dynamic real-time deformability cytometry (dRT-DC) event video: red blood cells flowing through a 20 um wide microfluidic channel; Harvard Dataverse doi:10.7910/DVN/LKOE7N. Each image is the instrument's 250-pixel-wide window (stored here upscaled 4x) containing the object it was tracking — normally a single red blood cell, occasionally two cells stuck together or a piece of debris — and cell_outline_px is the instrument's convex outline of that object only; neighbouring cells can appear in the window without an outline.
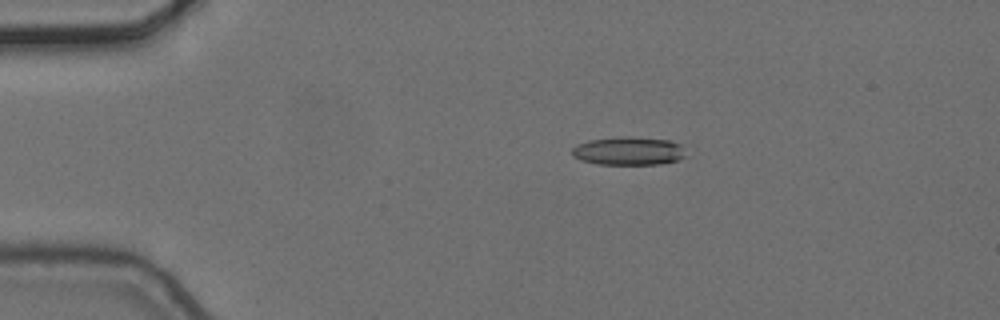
{"species": "common noctule bat (a hibernating species)", "species_latin": "Nyctalus noctula", "temperature_condition": "cold", "stored_images_in_passage": 10, "camera_frame_rate_fps": 3000, "um_per_image_px": 0.085, "animal": {"sex": "female", "body_mass_g": 24.6, "forearm_length_mm": 56.2}, "frame": {"image": 1, "passage_image": 3, "time_ms": 0.667, "image_size_px": [1000, 320], "cell_outline_px": [[684, 156], [676, 160], [660, 164], [596, 164], [580, 160], [572, 156], [572, 148], [576, 144], [588, 140], [668, 140], [680, 144]], "centroid_in_image_um": [53.35, 12.9], "position_along_channel_um": 31.7, "area_um2": 17.46}}
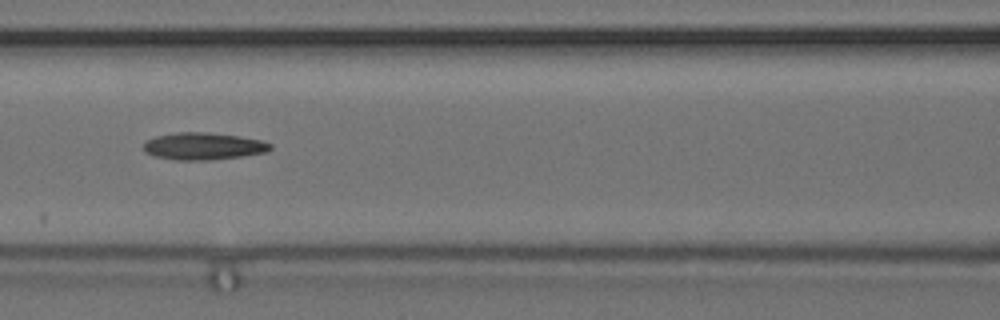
{"frame": {"image": 2, "passage_image": 7, "time_ms": 2.0, "image_size_px": [1000, 320], "cell_outline_px": [[272, 148], [268, 152], [240, 156], [208, 160], [176, 160], [152, 156], [144, 152], [144, 140], [156, 136], [180, 132], [208, 132], [240, 136], [260, 140], [272, 144]], "centroid_in_image_um": [17.26, 12.42], "position_along_channel_um": 149.3, "area_um2": 20.17}}
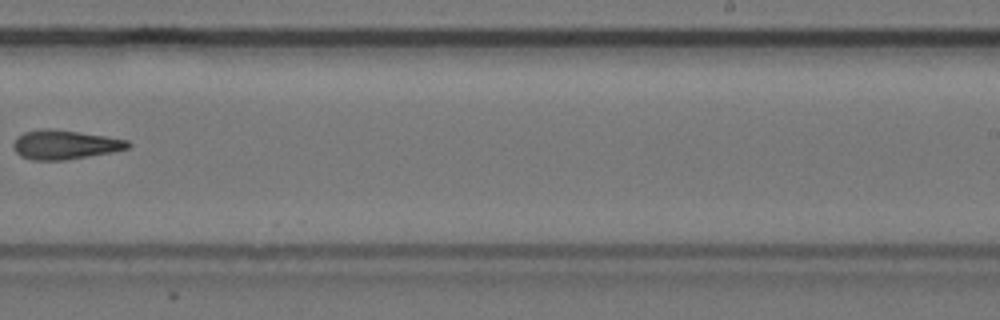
{"frame": {"image": 3, "passage_image": 10, "time_ms": 3.0, "image_size_px": [1000, 320], "cell_outline_px": [[132, 144], [128, 148], [112, 152], [64, 160], [32, 160], [20, 156], [12, 148], [12, 144], [24, 132], [44, 128], [52, 128], [104, 136], [128, 140]], "centroid_in_image_um": [5.5, 12.3], "position_along_channel_um": 283.5, "area_um2": 19.36}}